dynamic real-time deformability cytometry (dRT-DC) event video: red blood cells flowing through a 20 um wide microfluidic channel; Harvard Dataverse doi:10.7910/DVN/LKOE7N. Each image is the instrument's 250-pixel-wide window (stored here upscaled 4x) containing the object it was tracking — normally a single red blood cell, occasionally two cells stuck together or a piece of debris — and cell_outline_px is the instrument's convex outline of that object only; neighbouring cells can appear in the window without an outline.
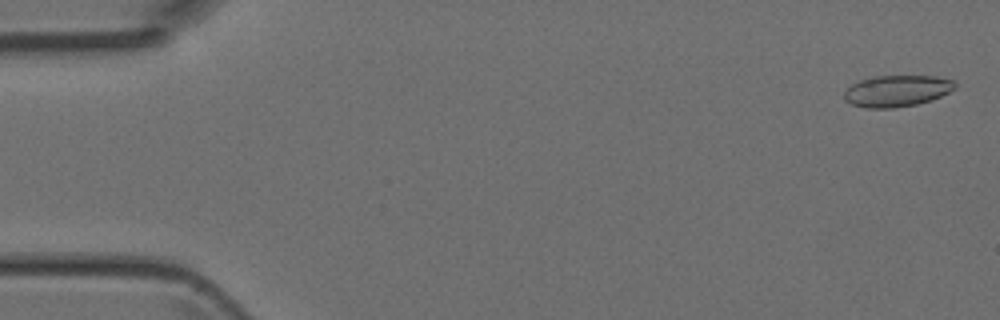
{"species": "Egyptian fruit bat (a non-hibernating species)", "species_latin": "Rousettus aegyptiacus", "temperature_condition": "room temperature", "stored_images_in_passage": 47, "camera_frame_rate_fps": 3000, "um_per_image_px": 0.085, "animal": {"sex": "female"}, "frame": {"image": 1, "passage_image": 2, "time_ms": 0.333, "image_size_px": [1000, 320], "cell_outline_px": [[956, 88], [932, 100], [916, 104], [892, 108], [864, 108], [852, 104], [844, 100], [844, 92], [852, 84], [860, 80], [872, 76], [936, 76], [952, 80], [956, 84]], "centroid_in_image_um": [76.22, 7.73], "position_along_channel_um": 8.8, "area_um2": 20.29}}
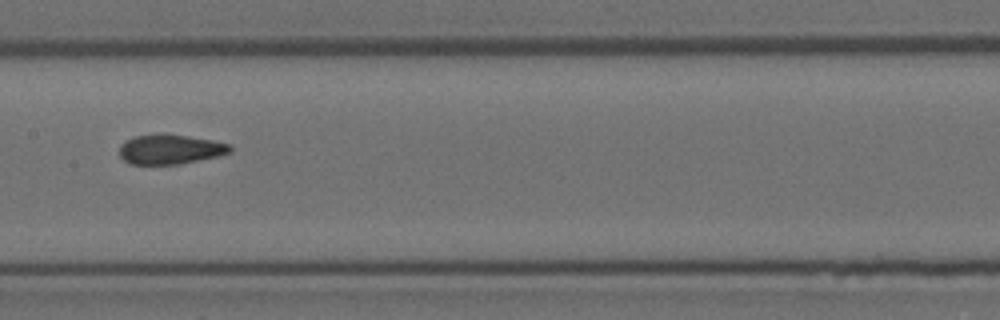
{"frame": {"image": 2, "passage_image": 24, "time_ms": 7.667, "image_size_px": [1000, 320], "cell_outline_px": [[232, 152], [220, 156], [176, 164], [128, 164], [120, 156], [120, 144], [136, 136], [160, 132], [164, 132], [212, 140], [232, 144]], "centroid_in_image_um": [14.49, 12.67], "position_along_channel_um": 192.9, "area_um2": 19.42}}
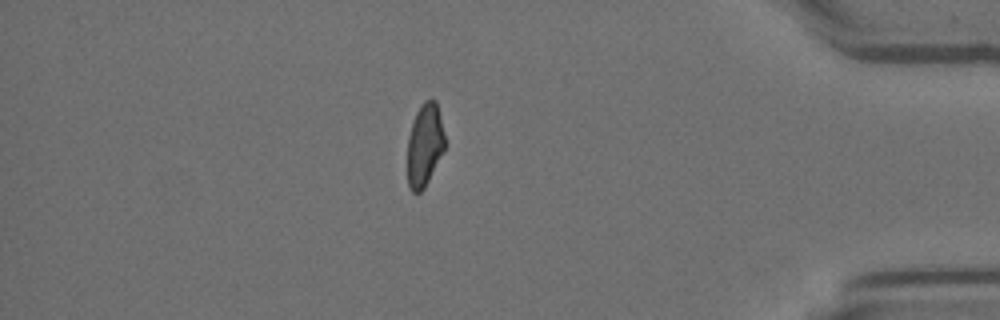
{"frame": {"image": 3, "passage_image": 41, "time_ms": 13.333, "image_size_px": [1000, 320], "cell_outline_px": [[444, 148], [424, 188], [420, 192], [412, 192], [408, 184], [408, 136], [416, 112], [420, 104], [424, 100], [436, 100], [444, 132]], "centroid_in_image_um": [36.08, 12.29], "position_along_channel_um": 399.1, "area_um2": 17.69}}